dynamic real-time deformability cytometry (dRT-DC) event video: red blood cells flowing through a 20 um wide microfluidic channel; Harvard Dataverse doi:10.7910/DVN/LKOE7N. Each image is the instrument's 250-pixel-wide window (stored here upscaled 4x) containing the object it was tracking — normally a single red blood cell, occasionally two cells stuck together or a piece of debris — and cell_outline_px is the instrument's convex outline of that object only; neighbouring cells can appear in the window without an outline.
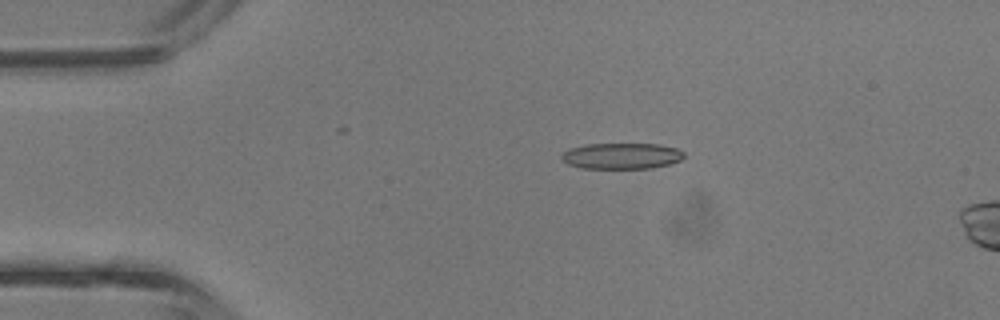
{"species": "common noctule bat (a hibernating species)", "species_latin": "Nyctalus noctula", "temperature_condition": "room temperature", "stored_images_in_passage": 34, "camera_frame_rate_fps": 3000, "um_per_image_px": 0.085, "animal": {"sex": "male", "body_mass_g": 13.3}, "frame": {"image": 1, "passage_image": 2, "time_ms": 0.333, "image_size_px": [1000, 320], "cell_outline_px": [[684, 156], [680, 160], [668, 164], [652, 168], [580, 168], [568, 164], [560, 156], [564, 152], [572, 148], [588, 144], [660, 144], [676, 148], [684, 152]], "centroid_in_image_um": [52.85, 13.25], "position_along_channel_um": 32.1, "area_um2": 18.38}}
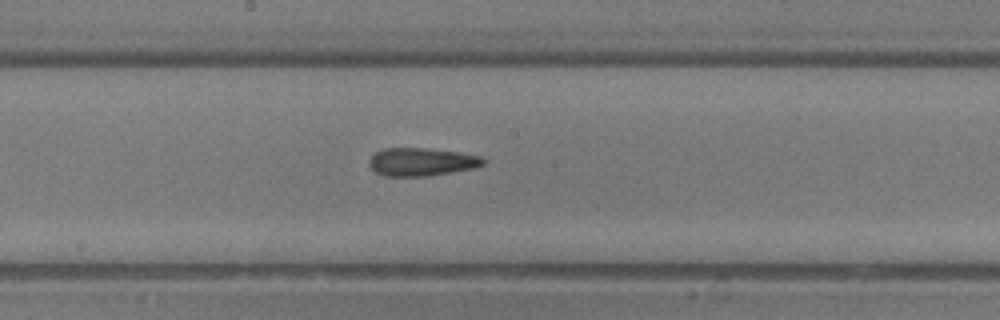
{"frame": {"image": 2, "passage_image": 16, "time_ms": 5.0, "image_size_px": [1000, 320], "cell_outline_px": [[488, 160], [484, 164], [476, 168], [428, 176], [384, 176], [376, 172], [368, 164], [368, 160], [376, 152], [384, 148], [428, 148], [460, 152], [480, 156]], "centroid_in_image_um": [35.87, 13.76], "position_along_channel_um": 212.3, "area_um2": 18.84}}
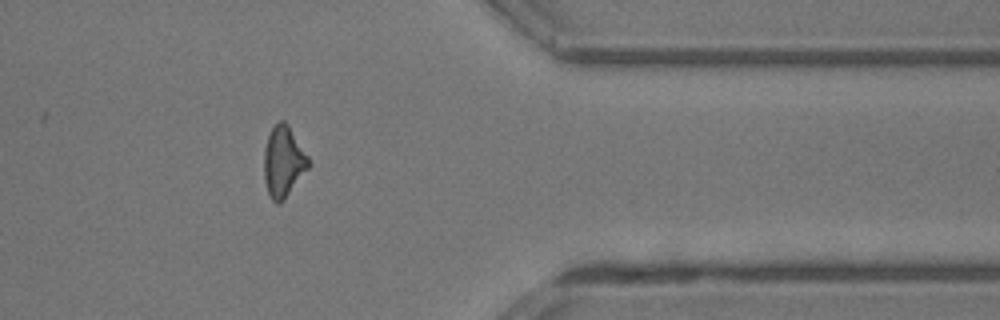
{"frame": {"image": 3, "passage_image": 28, "time_ms": 9.0, "image_size_px": [1000, 320], "cell_outline_px": [[308, 168], [284, 200], [280, 204], [276, 204], [272, 200], [268, 192], [264, 180], [264, 148], [268, 136], [272, 128], [280, 120], [284, 120], [288, 124], [308, 156]], "centroid_in_image_um": [24.07, 13.75], "position_along_channel_um": 387.3, "area_um2": 18.21}}